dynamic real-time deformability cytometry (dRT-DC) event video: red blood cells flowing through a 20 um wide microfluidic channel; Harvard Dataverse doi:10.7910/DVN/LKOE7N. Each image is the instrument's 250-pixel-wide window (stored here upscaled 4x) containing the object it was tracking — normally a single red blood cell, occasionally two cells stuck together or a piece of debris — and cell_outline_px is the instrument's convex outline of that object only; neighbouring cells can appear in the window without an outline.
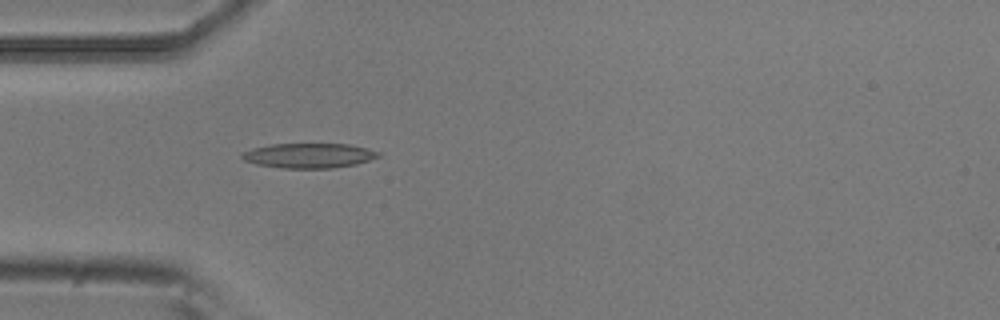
{"species": "common noctule bat (a hibernating species)", "species_latin": "Nyctalus noctula", "temperature_condition": "room temperature", "stored_images_in_passage": 4, "camera_frame_rate_fps": 3000, "um_per_image_px": 0.085, "animal": {"sex": "male", "body_mass_g": 20.5, "forearm_length_mm": 52.5}, "frame": {"image": 1, "passage_image": 4, "time_ms": 1.0, "image_size_px": [1000, 320], "cell_outline_px": [[380, 156], [356, 164], [332, 168], [284, 168], [256, 164], [244, 160], [240, 156], [244, 152], [252, 148], [272, 144], [348, 144], [380, 152]], "centroid_in_image_um": [26.24, 13.22], "position_along_channel_um": 58.8, "area_um2": 19.48}}